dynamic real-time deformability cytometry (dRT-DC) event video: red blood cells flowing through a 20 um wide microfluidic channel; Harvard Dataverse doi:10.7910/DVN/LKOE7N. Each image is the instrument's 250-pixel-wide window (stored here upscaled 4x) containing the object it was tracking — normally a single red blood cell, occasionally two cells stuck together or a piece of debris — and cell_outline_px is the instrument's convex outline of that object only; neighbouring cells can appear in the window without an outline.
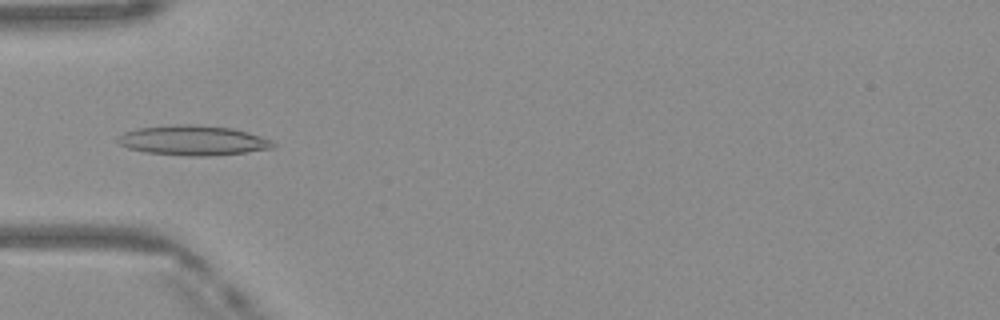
{"species": "Egyptian fruit bat (a non-hibernating species)", "species_latin": "Rousettus aegyptiacus", "temperature_condition": "warm", "stored_images_in_passage": 48, "camera_frame_rate_fps": 3000, "um_per_image_px": 0.085, "frame": {"image": 1, "passage_image": 15, "time_ms": 4.667, "image_size_px": [1000, 320], "cell_outline_px": [[276, 148], [248, 152], [208, 156], [188, 156], [144, 152], [128, 148], [120, 144], [116, 140], [124, 132], [136, 128], [176, 124], [192, 124], [232, 128], [248, 132], [272, 140], [276, 144]], "centroid_in_image_um": [16.44, 11.93], "position_along_channel_um": 68.6, "area_um2": 27.22}}
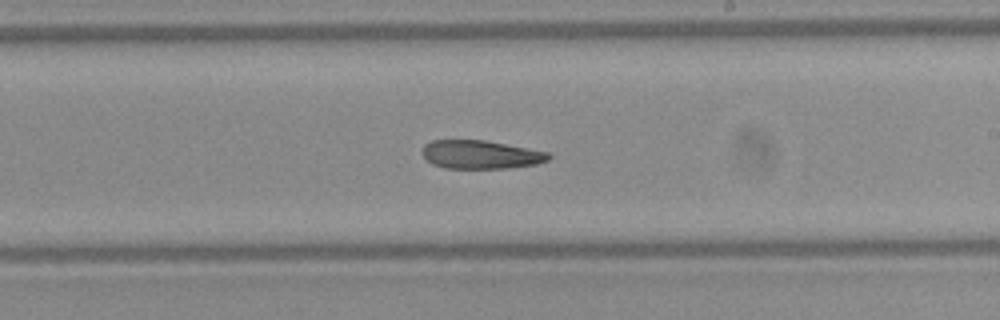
{"frame": {"image": 2, "passage_image": 28, "time_ms": 9.0, "image_size_px": [1000, 320], "cell_outline_px": [[552, 156], [548, 160], [536, 164], [508, 168], [444, 168], [432, 164], [420, 152], [424, 144], [432, 140], [484, 140], [548, 152]], "centroid_in_image_um": [40.82, 13.14], "position_along_channel_um": 248.2, "area_um2": 20.92}}
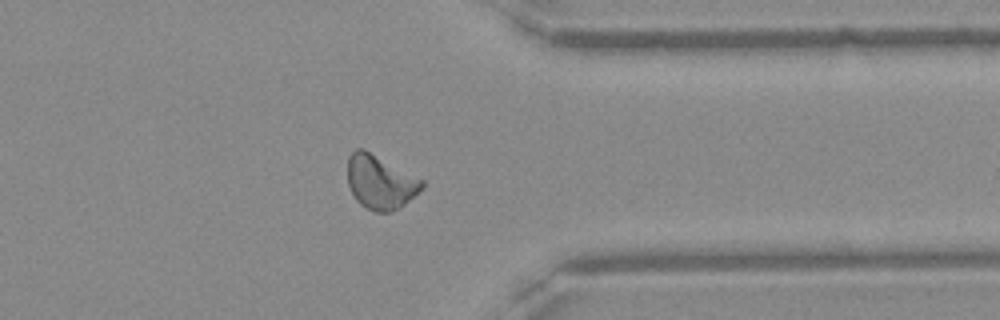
{"frame": {"image": 3, "passage_image": 38, "time_ms": 12.333, "image_size_px": [1000, 320], "cell_outline_px": [[424, 184], [400, 208], [392, 212], [372, 212], [364, 208], [356, 200], [348, 184], [348, 156], [356, 148], [364, 148], [424, 180]], "centroid_in_image_um": [32.29, 15.47], "position_along_channel_um": 379.1, "area_um2": 23.35}, "authors_computed_cell_mechanics": {"area_um2": 23.2067, "velocity_mm_per_s": 4.1335, "shape_relaxation_time_tau1_ms": null, "shape_relaxation_time_tau2_ms": 5.4923, "deformation_change_tau1": null, "deformation_change_tau2": 0.1534}}